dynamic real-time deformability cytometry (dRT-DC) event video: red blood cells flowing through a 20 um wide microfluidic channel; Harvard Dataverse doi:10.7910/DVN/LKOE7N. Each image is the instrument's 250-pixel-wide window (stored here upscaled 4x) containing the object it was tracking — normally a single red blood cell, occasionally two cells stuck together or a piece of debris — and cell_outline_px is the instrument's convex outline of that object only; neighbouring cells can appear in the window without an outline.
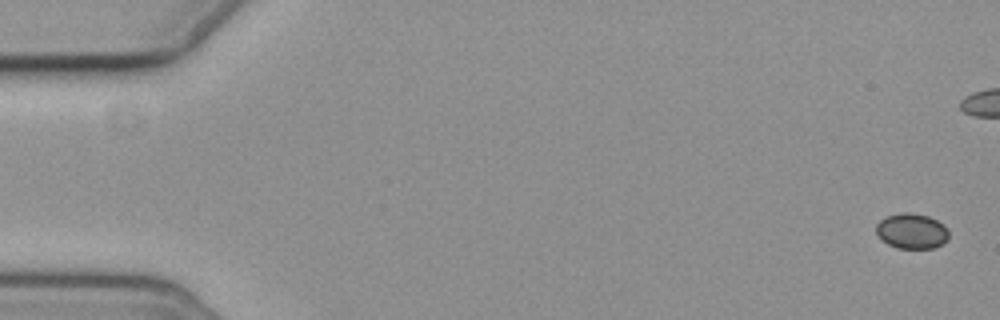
{"species": "common noctule bat (a hibernating species)", "species_latin": "Nyctalus noctula", "temperature_condition": "cold", "stored_images_in_passage": 6, "camera_frame_rate_fps": 3000, "um_per_image_px": 0.085, "animal": {"sex": "female", "body_mass_g": 19.3, "forearm_length_mm": 54.1}, "frame": {"image": 1, "passage_image": 1, "time_ms": 0.0, "image_size_px": [1000, 320], "cell_outline_px": [[948, 240], [944, 244], [936, 248], [896, 248], [888, 244], [876, 232], [876, 224], [880, 220], [888, 216], [904, 212], [908, 212], [928, 216], [944, 224], [948, 228]], "centroid_in_image_um": [77.54, 19.65], "position_along_channel_um": 7.5, "area_um2": 14.97}}